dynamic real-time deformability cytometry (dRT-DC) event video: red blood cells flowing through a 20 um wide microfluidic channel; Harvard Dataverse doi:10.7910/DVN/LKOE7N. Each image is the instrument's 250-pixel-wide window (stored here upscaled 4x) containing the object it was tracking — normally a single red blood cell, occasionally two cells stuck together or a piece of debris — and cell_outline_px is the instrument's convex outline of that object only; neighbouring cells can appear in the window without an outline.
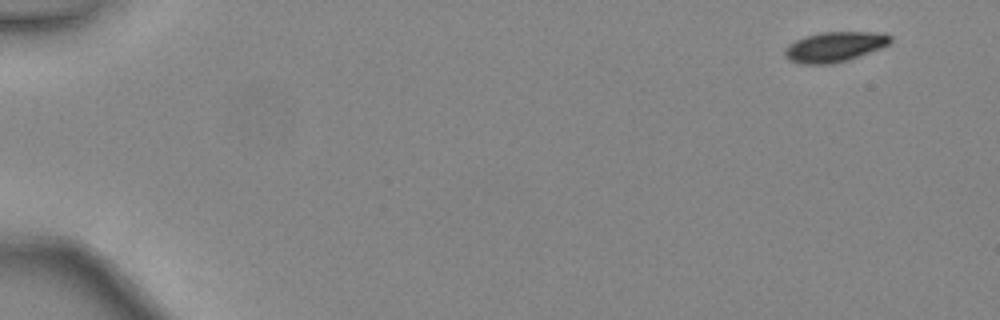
{"species": "common noctule bat (a hibernating species)", "species_latin": "Nyctalus noctula", "temperature_condition": "warm", "stored_images_in_passage": 45, "camera_frame_rate_fps": 3000, "um_per_image_px": 0.085, "animal": {"sex": "female", "body_mass_g": 24.6, "forearm_length_mm": 56.2}, "frame": {"image": 1, "passage_image": 1, "time_ms": 0.0, "image_size_px": [1000, 320], "cell_outline_px": [[892, 40], [888, 44], [880, 48], [848, 60], [832, 64], [800, 64], [788, 60], [784, 56], [784, 48], [788, 44], [804, 36], [820, 32], [876, 32], [892, 36]], "centroid_in_image_um": [70.88, 3.98], "position_along_channel_um": 14.1, "area_um2": 18.61}}
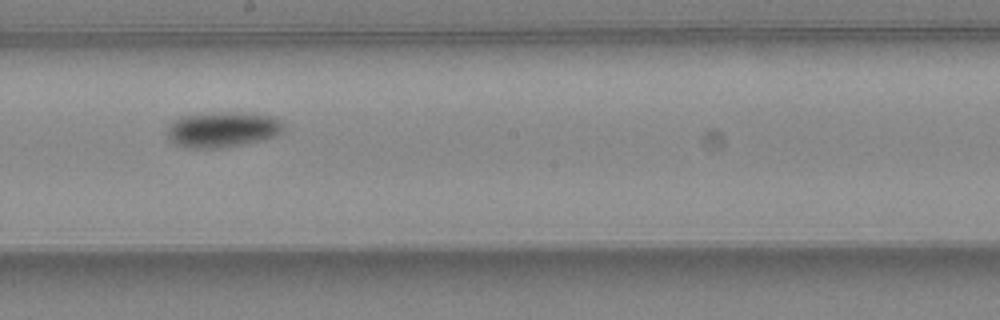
{"frame": {"image": 2, "passage_image": 26, "time_ms": 8.333, "image_size_px": [1000, 320], "cell_outline_px": [[288, 128], [280, 136], [264, 140], [220, 148], [188, 148], [176, 144], [168, 140], [168, 128], [172, 120], [180, 116], [220, 112], [256, 112], [272, 116], [280, 120]], "centroid_in_image_um": [19.01, 11.0], "position_along_channel_um": 229.2, "area_um2": 24.8}}
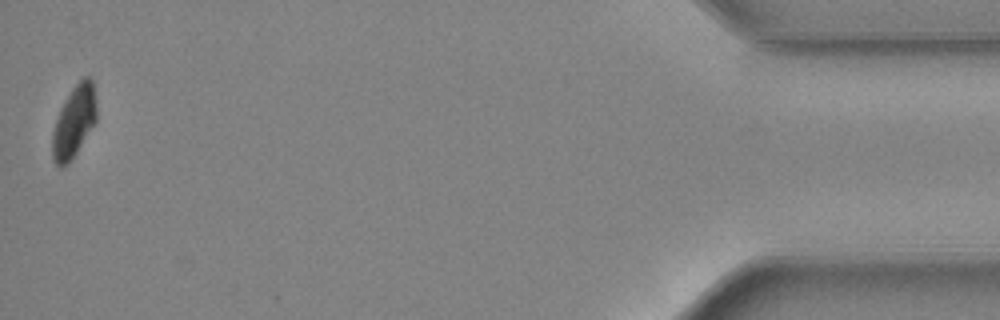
{"frame": {"image": 3, "passage_image": 45, "time_ms": 14.667, "image_size_px": [1000, 320], "cell_outline_px": [[96, 120], [72, 160], [68, 164], [60, 168], [52, 160], [52, 132], [60, 108], [64, 100], [72, 88], [84, 76], [88, 76], [92, 80], [96, 100]], "centroid_in_image_um": [6.27, 10.36], "position_along_channel_um": 428.9, "area_um2": 18.5}, "authors_computed_cell_mechanics": {"area_um2": 20.7502, "velocity_mm_per_s": 4.4592, "shape_relaxation_time_tau1_ms": 1.4336, "shape_relaxation_time_tau2_ms": null, "deformation_change_tau1": 0.0865, "deformation_change_tau2": null}}